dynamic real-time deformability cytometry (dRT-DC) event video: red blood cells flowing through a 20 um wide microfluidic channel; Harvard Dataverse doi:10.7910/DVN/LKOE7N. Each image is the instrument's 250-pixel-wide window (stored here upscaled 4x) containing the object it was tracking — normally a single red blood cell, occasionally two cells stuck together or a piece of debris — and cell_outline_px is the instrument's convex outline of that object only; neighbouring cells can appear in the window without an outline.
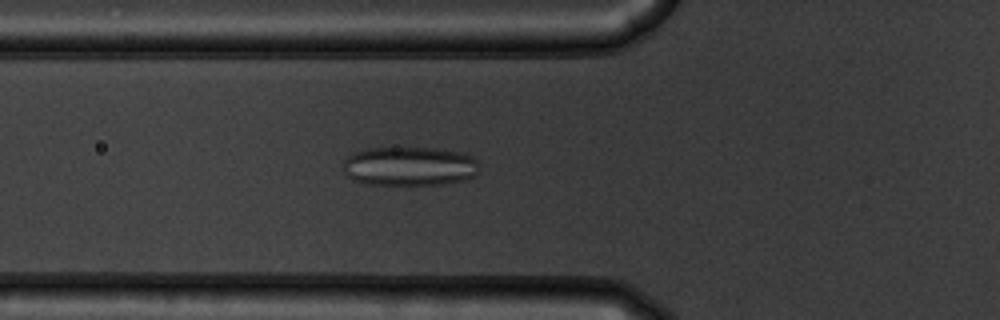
{"species": "common noctule bat (a hibernating species)", "species_latin": "Nyctalus noctula", "temperature_condition": "warm", "stored_images_in_passage": 56, "camera_frame_rate_fps": 3000, "um_per_image_px": 0.085, "animal": {"sex": "male", "body_mass_g": 19.5, "forearm_length_mm": 54.6}, "frame": {"image": 1, "passage_image": 21, "time_ms": 6.667, "image_size_px": [1000, 320], "cell_outline_px": [[480, 172], [476, 176], [464, 180], [444, 184], [364, 184], [352, 180], [344, 172], [344, 160], [348, 156], [356, 152], [368, 148], [436, 148], [464, 152], [472, 156], [480, 164]], "centroid_in_image_um": [34.87, 14.13], "position_along_channel_um": 90.9, "area_um2": 31.39}}
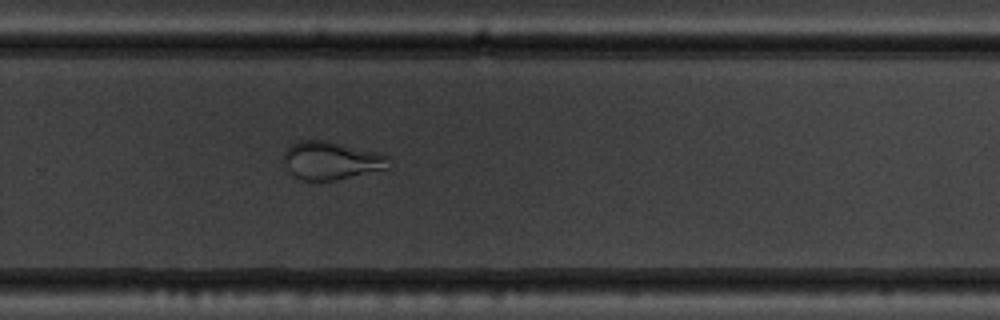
{"frame": {"image": 2, "passage_image": 38, "time_ms": 12.333, "image_size_px": [1000, 320], "cell_outline_px": [[388, 168], [336, 180], [300, 180], [288, 172], [280, 160], [284, 152], [292, 144], [300, 140], [328, 140], [380, 152], [388, 156]], "centroid_in_image_um": [28.1, 13.63], "position_along_channel_um": 301.7, "area_um2": 23.7}}
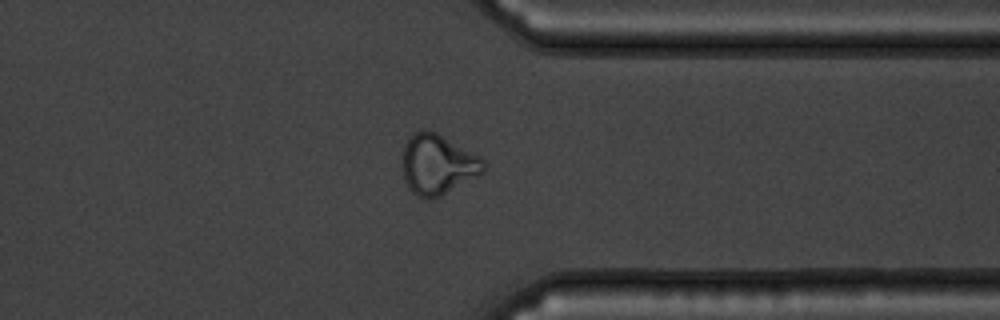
{"frame": {"image": 3, "passage_image": 44, "time_ms": 14.333, "image_size_px": [1000, 320], "cell_outline_px": [[484, 172], [440, 196], [432, 200], [420, 196], [412, 192], [408, 188], [404, 180], [400, 152], [408, 136], [412, 132], [424, 128], [436, 132], [480, 156], [484, 160]], "centroid_in_image_um": [37.13, 13.94], "position_along_channel_um": 374.3, "area_um2": 28.84}, "authors_computed_cell_mechanics": {"area_um2": 29.9115, "velocity_mm_per_s": 3.7314, "shape_relaxation_time_tau1_ms": null, "shape_relaxation_time_tau2_ms": 1.104, "deformation_change_tau1": null, "deformation_change_tau2": 0.0811}}